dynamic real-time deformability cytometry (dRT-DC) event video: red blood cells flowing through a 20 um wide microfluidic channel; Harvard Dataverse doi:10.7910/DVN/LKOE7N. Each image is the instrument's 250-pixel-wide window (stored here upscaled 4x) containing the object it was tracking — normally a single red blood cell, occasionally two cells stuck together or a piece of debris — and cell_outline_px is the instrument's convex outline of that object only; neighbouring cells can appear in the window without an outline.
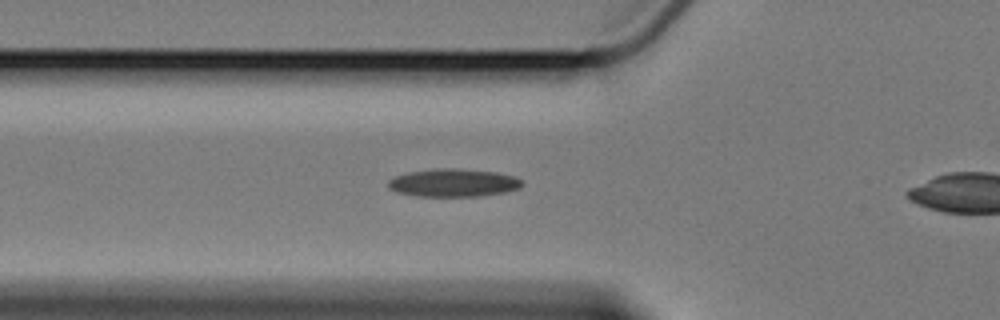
{"species": "Egyptian fruit bat (a non-hibernating species)", "species_latin": "Rousettus aegyptiacus", "temperature_condition": "cold", "stored_images_in_passage": 3, "camera_frame_rate_fps": 3000, "um_per_image_px": 0.085, "animal": {"sex": "female"}, "frame": {"image": 1, "passage_image": 3, "time_ms": 2.333, "image_size_px": [1000, 320], "cell_outline_px": [[524, 184], [520, 188], [504, 192], [480, 196], [416, 196], [396, 192], [388, 188], [388, 180], [396, 176], [408, 172], [436, 168], [452, 168], [496, 172], [516, 176], [524, 180]], "centroid_in_image_um": [38.56, 15.53], "position_along_channel_um": 87.2, "area_um2": 21.96}}